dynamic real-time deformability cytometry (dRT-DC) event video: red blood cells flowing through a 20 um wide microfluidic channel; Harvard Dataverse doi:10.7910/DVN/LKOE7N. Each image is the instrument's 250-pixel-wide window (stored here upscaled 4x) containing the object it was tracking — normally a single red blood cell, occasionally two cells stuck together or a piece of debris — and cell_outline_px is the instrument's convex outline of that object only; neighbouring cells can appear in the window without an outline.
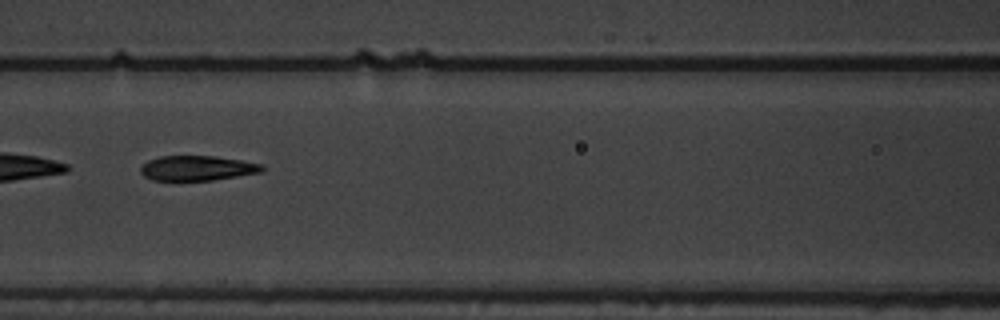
{"species": "common noctule bat (a hibernating species)", "species_latin": "Nyctalus noctula", "temperature_condition": "warm", "stored_images_in_passage": 11, "camera_frame_rate_fps": 3000, "um_per_image_px": 0.085, "animal": {"sex": "male", "body_mass_g": 19.5, "forearm_length_mm": 54.6}, "frame": {"image": 1, "passage_image": 7, "time_ms": 2.0, "image_size_px": [1000, 320], "cell_outline_px": [[264, 168], [260, 172], [212, 180], [152, 180], [144, 176], [140, 172], [140, 168], [148, 160], [160, 156], [216, 156], [240, 160], [260, 164]], "centroid_in_image_um": [16.71, 14.29], "position_along_channel_um": 149.9, "area_um2": 17.4}}
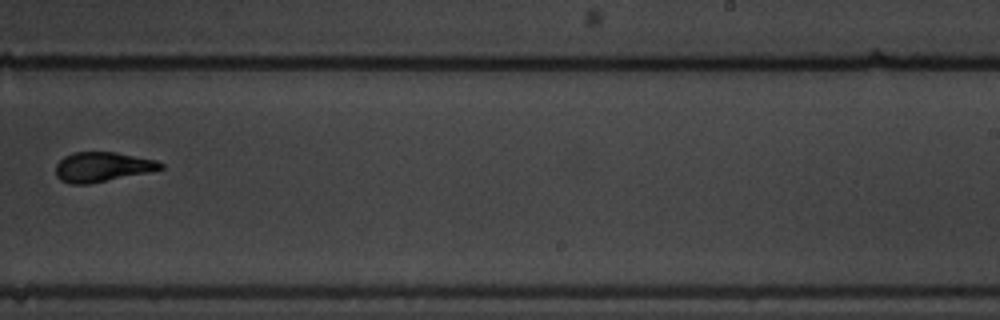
{"frame": {"image": 2, "passage_image": 10, "time_ms": 3.0, "image_size_px": [1000, 320], "cell_outline_px": [[164, 168], [148, 172], [88, 184], [72, 184], [60, 180], [56, 176], [56, 164], [64, 156], [72, 152], [116, 152], [156, 160], [164, 164]], "centroid_in_image_um": [8.68, 14.18], "position_along_channel_um": 280.3, "area_um2": 18.09}}
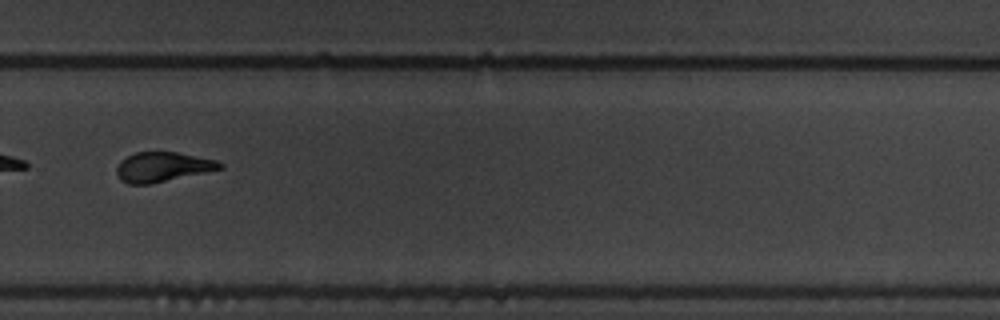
{"frame": {"image": 3, "passage_image": 11, "time_ms": 3.333, "image_size_px": [1000, 320], "cell_outline_px": [[224, 168], [152, 184], [128, 184], [120, 180], [116, 172], [116, 168], [120, 160], [136, 152], [176, 152], [216, 160], [224, 164]], "centroid_in_image_um": [13.81, 14.2], "position_along_channel_um": 316.0, "area_um2": 17.92}}